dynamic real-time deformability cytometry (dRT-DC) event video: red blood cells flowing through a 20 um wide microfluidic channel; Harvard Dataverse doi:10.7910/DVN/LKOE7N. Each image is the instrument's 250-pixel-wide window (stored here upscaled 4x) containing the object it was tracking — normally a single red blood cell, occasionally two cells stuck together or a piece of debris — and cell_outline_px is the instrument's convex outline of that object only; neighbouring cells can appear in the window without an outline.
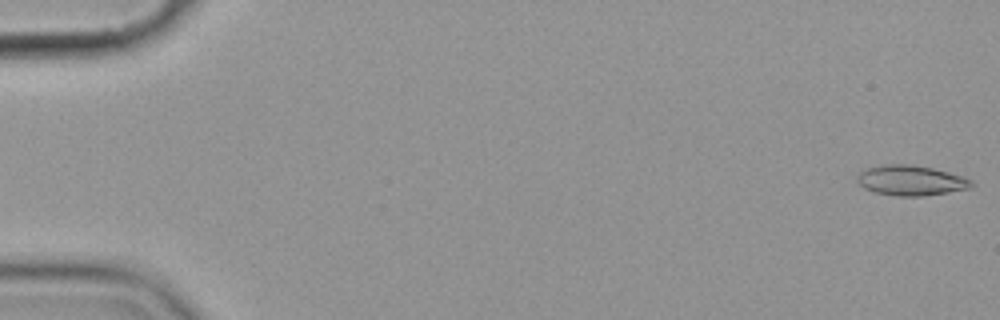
{"species": "common noctule bat (a hibernating species)", "species_latin": "Nyctalus noctula", "temperature_condition": "cold", "stored_images_in_passage": 7, "camera_frame_rate_fps": 3000, "um_per_image_px": 0.085, "animal": {"sex": "female", "body_mass_g": 19.9}, "frame": {"image": 1, "passage_image": 1, "time_ms": 0.0, "image_size_px": [1000, 320], "cell_outline_px": [[976, 184], [968, 188], [948, 192], [924, 196], [896, 196], [872, 192], [864, 188], [856, 180], [856, 176], [860, 172], [868, 168], [884, 164], [912, 164], [932, 168], [948, 172], [972, 180]], "centroid_in_image_um": [77.4, 15.34], "position_along_channel_um": 7.6, "area_um2": 20.11}}
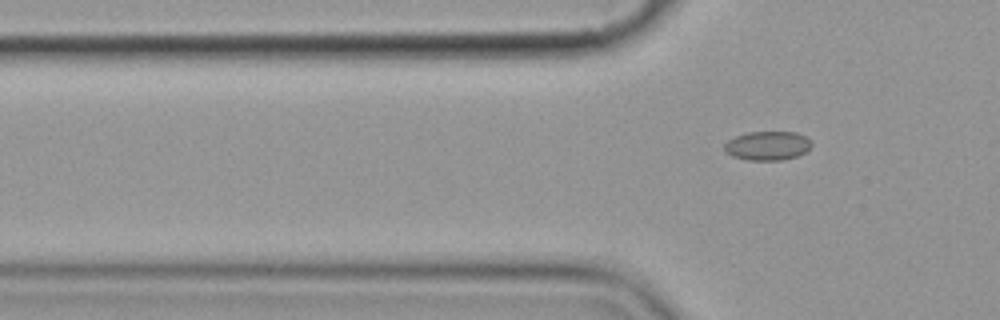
{"frame": {"image": 2, "passage_image": 7, "time_ms": 8.0, "image_size_px": [1000, 320], "cell_outline_px": [[812, 144], [804, 152], [796, 156], [780, 160], [748, 160], [732, 156], [724, 148], [724, 144], [728, 140], [736, 136], [748, 132], [796, 132], [804, 136]], "centroid_in_image_um": [65.21, 12.38], "position_along_channel_um": 60.6, "area_um2": 14.45}}